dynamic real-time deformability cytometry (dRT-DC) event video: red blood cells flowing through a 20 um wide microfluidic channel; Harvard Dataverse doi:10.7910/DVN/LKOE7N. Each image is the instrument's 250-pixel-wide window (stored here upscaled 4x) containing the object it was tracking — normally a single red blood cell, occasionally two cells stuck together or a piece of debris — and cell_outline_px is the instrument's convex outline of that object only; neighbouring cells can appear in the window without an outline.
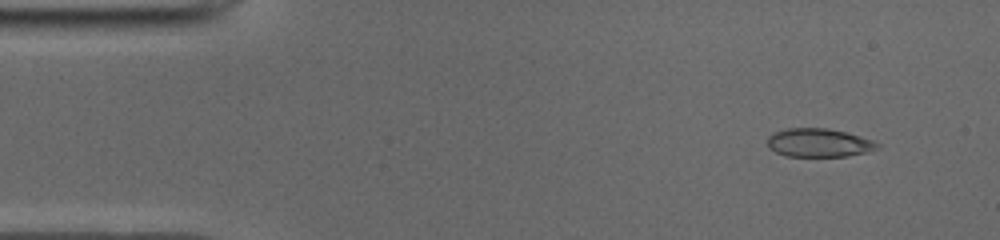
{"species": "common noctule bat (a hibernating species)", "species_latin": "Nyctalus noctula", "temperature_condition": "cold", "stored_images_in_passage": 50, "camera_frame_rate_fps": 3000, "um_per_image_px": 0.085, "animal": {"sex": "male", "body_mass_g": 19.0, "forearm_length_mm": 50.8}, "frame": {"image": 1, "passage_image": 4, "time_ms": 1.0, "image_size_px": [1000, 240], "cell_outline_px": [[880, 148], [848, 156], [784, 156], [768, 148], [768, 136], [772, 132], [788, 128], [828, 128], [860, 136], [872, 140], [880, 144]], "centroid_in_image_um": [69.57, 12.13], "position_along_channel_um": 15.4, "area_um2": 18.26}}
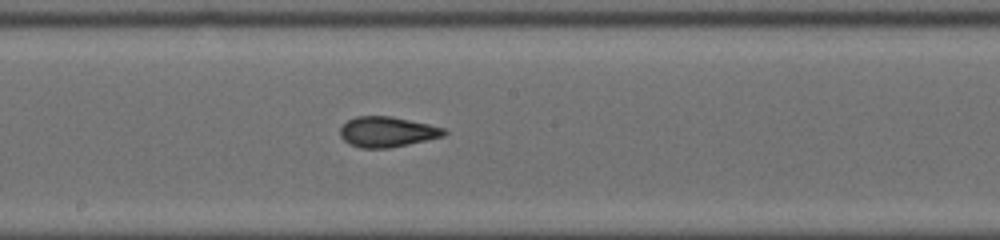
{"frame": {"image": 2, "passage_image": 26, "time_ms": 8.333, "image_size_px": [1000, 240], "cell_outline_px": [[448, 132], [444, 136], [408, 144], [388, 148], [360, 148], [348, 144], [340, 136], [340, 128], [348, 120], [356, 116], [392, 116], [428, 124], [444, 128]], "centroid_in_image_um": [32.89, 11.21], "position_along_channel_um": 215.3, "area_um2": 18.38}}
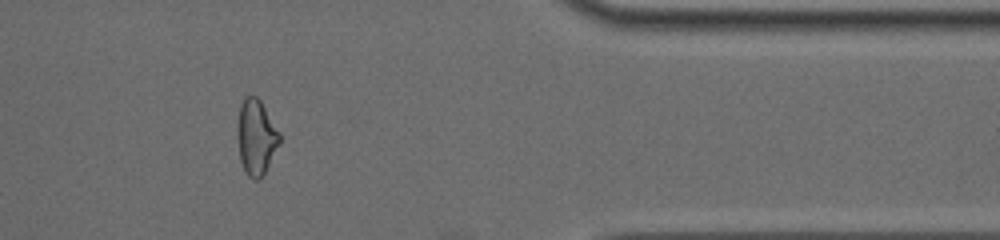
{"frame": {"image": 3, "passage_image": 41, "time_ms": 13.333, "image_size_px": [1000, 240], "cell_outline_px": [[280, 144], [260, 180], [252, 180], [248, 176], [240, 160], [236, 132], [236, 128], [240, 104], [244, 96], [256, 96], [260, 100], [280, 132]], "centroid_in_image_um": [21.76, 11.65], "position_along_channel_um": 389.6, "area_um2": 18.73}, "authors_computed_cell_mechanics": {"area_um2": 18.6983, "velocity_mm_per_s": 3.9674, "shape_relaxation_time_tau1_ms": null, "shape_relaxation_time_tau2_ms": 1.8511, "deformation_change_tau1": null, "deformation_change_tau2": 0.0831}}